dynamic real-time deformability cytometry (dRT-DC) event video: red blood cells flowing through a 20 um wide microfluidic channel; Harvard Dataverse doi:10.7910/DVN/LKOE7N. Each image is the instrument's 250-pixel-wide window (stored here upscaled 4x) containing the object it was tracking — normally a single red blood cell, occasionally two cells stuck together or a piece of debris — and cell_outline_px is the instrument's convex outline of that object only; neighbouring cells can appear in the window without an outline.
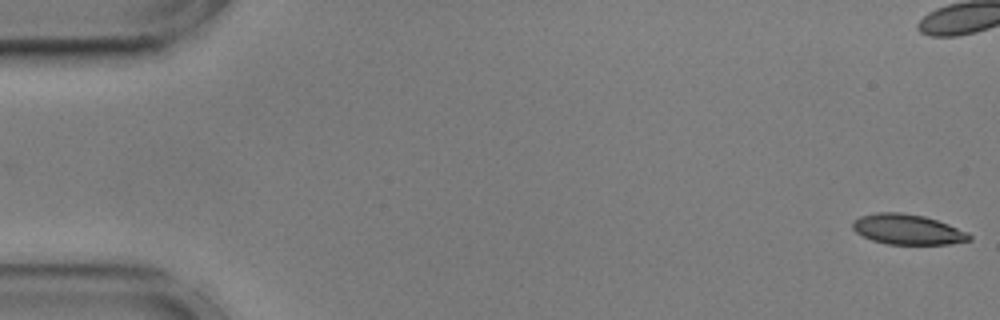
{"species": "common noctule bat (a hibernating species)", "species_latin": "Nyctalus noctula", "temperature_condition": "cold", "stored_images_in_passage": 38, "camera_frame_rate_fps": 3000, "um_per_image_px": 0.085, "animal": {"sex": "male", "body_mass_g": 17.9, "forearm_length_mm": 54.2}, "frame": {"image": 1, "passage_image": 1, "time_ms": 0.0, "image_size_px": [1000, 320], "cell_outline_px": [[972, 240], [948, 244], [888, 244], [872, 240], [856, 232], [852, 228], [852, 220], [860, 216], [876, 212], [900, 212], [924, 216], [948, 224], [968, 232], [972, 236]], "centroid_in_image_um": [77.14, 19.49], "position_along_channel_um": 7.9, "area_um2": 20.58}}